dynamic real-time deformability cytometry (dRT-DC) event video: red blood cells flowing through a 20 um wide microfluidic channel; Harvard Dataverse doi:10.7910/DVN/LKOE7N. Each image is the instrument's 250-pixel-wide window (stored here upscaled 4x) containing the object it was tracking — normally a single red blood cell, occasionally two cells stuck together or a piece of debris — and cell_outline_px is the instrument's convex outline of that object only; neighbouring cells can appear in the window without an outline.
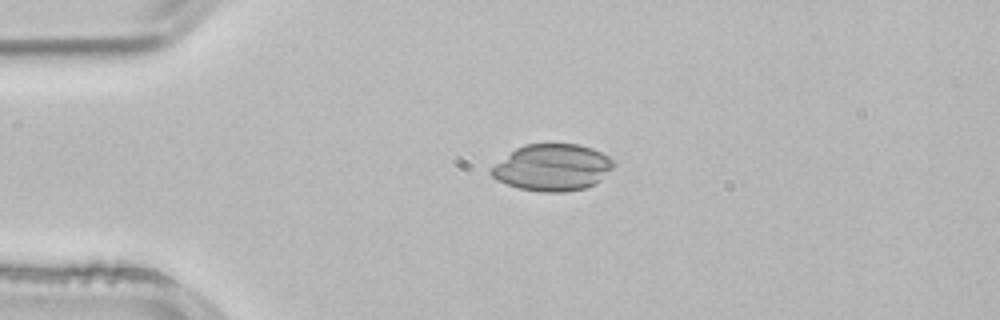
{"species": "common noctule bat (a hibernating species)", "species_latin": "Nyctalus noctula", "temperature_condition": "room temperature", "stored_images_in_passage": 2, "camera_frame_rate_fps": 3000, "um_per_image_px": 0.085, "animal": {"sex": "male", "body_mass_g": 21.5, "forearm_length_mm": 52.0}, "frame": {"image": 1, "passage_image": 1, "time_ms": 0.0, "image_size_px": [1000, 320], "cell_outline_px": [[616, 164], [600, 180], [584, 188], [564, 192], [540, 192], [520, 188], [496, 180], [488, 172], [496, 164], [516, 148], [524, 144], [580, 144], [592, 148], [608, 156]], "centroid_in_image_um": [46.95, 14.23], "position_along_channel_um": 38.0, "area_um2": 33.0}}